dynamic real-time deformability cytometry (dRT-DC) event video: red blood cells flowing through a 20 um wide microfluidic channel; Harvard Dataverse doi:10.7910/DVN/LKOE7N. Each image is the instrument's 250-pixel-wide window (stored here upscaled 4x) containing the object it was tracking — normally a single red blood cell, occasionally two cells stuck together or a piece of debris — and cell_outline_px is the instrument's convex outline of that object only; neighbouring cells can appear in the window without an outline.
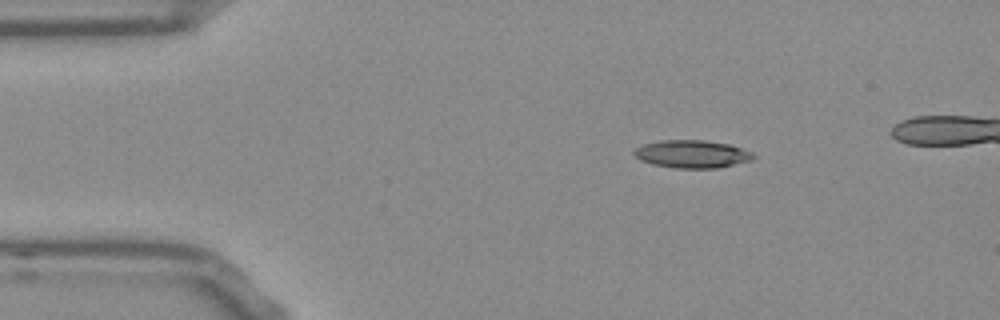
{"species": "Egyptian fruit bat (a non-hibernating species)", "species_latin": "Rousettus aegyptiacus", "temperature_condition": "room temperature", "stored_images_in_passage": 41, "camera_frame_rate_fps": 3000, "um_per_image_px": 0.085, "frame": {"image": 1, "passage_image": 1, "time_ms": 0.0, "image_size_px": [1000, 320], "cell_outline_px": [[756, 156], [752, 160], [716, 168], [676, 168], [652, 164], [640, 160], [632, 152], [636, 148], [644, 144], [660, 140], [704, 140], [732, 144], [752, 152]], "centroid_in_image_um": [58.84, 13.08], "position_along_channel_um": 26.2, "area_um2": 19.36}}
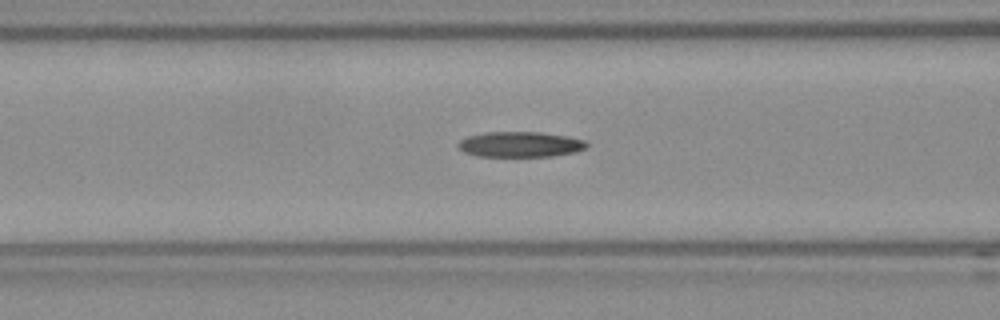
{"frame": {"image": 2, "passage_image": 13, "time_ms": 4.0, "image_size_px": [1000, 320], "cell_outline_px": [[588, 144], [584, 148], [572, 152], [552, 156], [480, 156], [464, 152], [456, 144], [460, 140], [468, 136], [484, 132], [540, 132], [568, 136], [584, 140]], "centroid_in_image_um": [44.19, 12.26], "position_along_channel_um": 122.4, "area_um2": 18.84}}
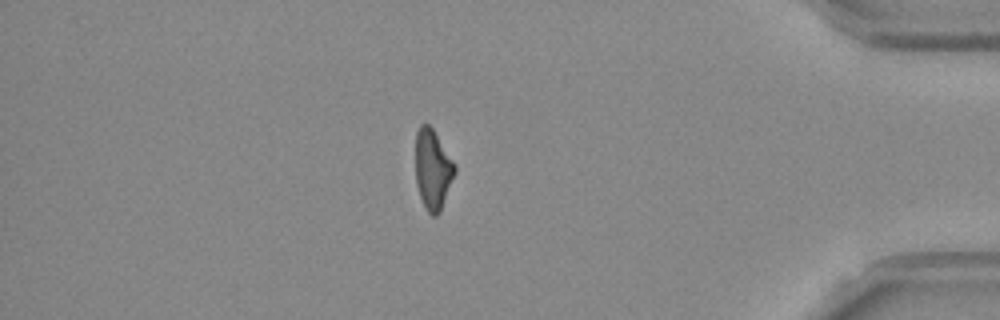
{"frame": {"image": 3, "passage_image": 38, "time_ms": 12.333, "image_size_px": [1000, 320], "cell_outline_px": [[456, 172], [440, 212], [436, 216], [432, 216], [424, 208], [416, 184], [416, 132], [420, 124], [428, 124], [432, 128], [456, 164]], "centroid_in_image_um": [36.79, 14.41], "position_along_channel_um": 398.4, "area_um2": 18.38}}